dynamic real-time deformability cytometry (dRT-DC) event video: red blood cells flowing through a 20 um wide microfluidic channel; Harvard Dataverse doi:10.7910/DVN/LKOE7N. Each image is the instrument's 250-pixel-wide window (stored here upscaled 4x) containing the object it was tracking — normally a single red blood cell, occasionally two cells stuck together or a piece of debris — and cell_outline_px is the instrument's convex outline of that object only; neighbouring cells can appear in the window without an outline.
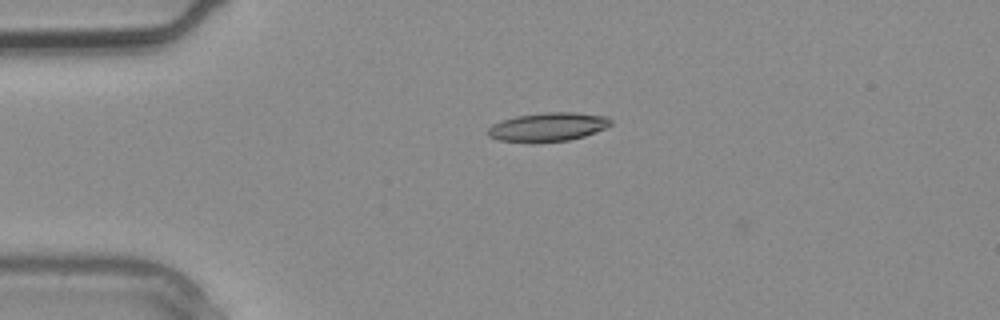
{"species": "common noctule bat (a hibernating species)", "species_latin": "Nyctalus noctula", "temperature_condition": "warm", "stored_images_in_passage": 2, "camera_frame_rate_fps": 3000, "um_per_image_px": 0.085, "animal": {"sex": "male", "body_mass_g": 20.4}, "frame": {"image": 1, "passage_image": 2, "time_ms": 0.333, "image_size_px": [1000, 320], "cell_outline_px": [[612, 124], [604, 128], [584, 136], [568, 140], [536, 144], [532, 144], [500, 140], [488, 136], [488, 128], [492, 124], [516, 116], [544, 112], [576, 112], [608, 116], [612, 120]], "centroid_in_image_um": [46.57, 10.8], "position_along_channel_um": 38.4, "area_um2": 20.92}}